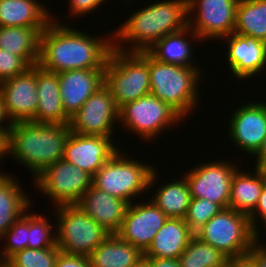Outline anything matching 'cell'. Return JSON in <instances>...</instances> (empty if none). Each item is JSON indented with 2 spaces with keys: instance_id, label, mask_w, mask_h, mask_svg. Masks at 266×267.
<instances>
[{
  "instance_id": "obj_1",
  "label": "cell",
  "mask_w": 266,
  "mask_h": 267,
  "mask_svg": "<svg viewBox=\"0 0 266 267\" xmlns=\"http://www.w3.org/2000/svg\"><path fill=\"white\" fill-rule=\"evenodd\" d=\"M54 17L40 34L37 65L53 73L75 69H104L114 48L113 34L106 38L93 37V34L91 36L74 27L61 25Z\"/></svg>"
},
{
  "instance_id": "obj_2",
  "label": "cell",
  "mask_w": 266,
  "mask_h": 267,
  "mask_svg": "<svg viewBox=\"0 0 266 267\" xmlns=\"http://www.w3.org/2000/svg\"><path fill=\"white\" fill-rule=\"evenodd\" d=\"M128 17L112 32L114 48L123 52L147 51L167 34L188 26L187 0L156 1Z\"/></svg>"
},
{
  "instance_id": "obj_3",
  "label": "cell",
  "mask_w": 266,
  "mask_h": 267,
  "mask_svg": "<svg viewBox=\"0 0 266 267\" xmlns=\"http://www.w3.org/2000/svg\"><path fill=\"white\" fill-rule=\"evenodd\" d=\"M70 132L69 124L12 123L6 138V156L23 164L35 178L47 166L63 159Z\"/></svg>"
},
{
  "instance_id": "obj_4",
  "label": "cell",
  "mask_w": 266,
  "mask_h": 267,
  "mask_svg": "<svg viewBox=\"0 0 266 267\" xmlns=\"http://www.w3.org/2000/svg\"><path fill=\"white\" fill-rule=\"evenodd\" d=\"M201 72L200 68L159 62L149 54L150 94L168 104L184 119L192 114L199 101L197 87Z\"/></svg>"
},
{
  "instance_id": "obj_5",
  "label": "cell",
  "mask_w": 266,
  "mask_h": 267,
  "mask_svg": "<svg viewBox=\"0 0 266 267\" xmlns=\"http://www.w3.org/2000/svg\"><path fill=\"white\" fill-rule=\"evenodd\" d=\"M122 154L121 149H118L92 176V185L131 204L133 198L153 188L159 176L154 167Z\"/></svg>"
},
{
  "instance_id": "obj_6",
  "label": "cell",
  "mask_w": 266,
  "mask_h": 267,
  "mask_svg": "<svg viewBox=\"0 0 266 267\" xmlns=\"http://www.w3.org/2000/svg\"><path fill=\"white\" fill-rule=\"evenodd\" d=\"M104 84L120 109L150 94L149 53L123 52L113 48L104 68Z\"/></svg>"
},
{
  "instance_id": "obj_7",
  "label": "cell",
  "mask_w": 266,
  "mask_h": 267,
  "mask_svg": "<svg viewBox=\"0 0 266 267\" xmlns=\"http://www.w3.org/2000/svg\"><path fill=\"white\" fill-rule=\"evenodd\" d=\"M195 236L211 244L229 259L247 255L255 241L249 216L231 208L222 209Z\"/></svg>"
},
{
  "instance_id": "obj_8",
  "label": "cell",
  "mask_w": 266,
  "mask_h": 267,
  "mask_svg": "<svg viewBox=\"0 0 266 267\" xmlns=\"http://www.w3.org/2000/svg\"><path fill=\"white\" fill-rule=\"evenodd\" d=\"M55 208L56 242L63 253L88 257L110 235L78 205Z\"/></svg>"
},
{
  "instance_id": "obj_9",
  "label": "cell",
  "mask_w": 266,
  "mask_h": 267,
  "mask_svg": "<svg viewBox=\"0 0 266 267\" xmlns=\"http://www.w3.org/2000/svg\"><path fill=\"white\" fill-rule=\"evenodd\" d=\"M183 118L168 104L152 94L126 103L119 109V121L122 128L137 134L143 140L156 139L171 125L180 123Z\"/></svg>"
},
{
  "instance_id": "obj_10",
  "label": "cell",
  "mask_w": 266,
  "mask_h": 267,
  "mask_svg": "<svg viewBox=\"0 0 266 267\" xmlns=\"http://www.w3.org/2000/svg\"><path fill=\"white\" fill-rule=\"evenodd\" d=\"M34 180L39 192L53 200L55 207L77 205L92 185L89 173L64 159L47 166Z\"/></svg>"
},
{
  "instance_id": "obj_11",
  "label": "cell",
  "mask_w": 266,
  "mask_h": 267,
  "mask_svg": "<svg viewBox=\"0 0 266 267\" xmlns=\"http://www.w3.org/2000/svg\"><path fill=\"white\" fill-rule=\"evenodd\" d=\"M238 1L187 0L188 26L201 41L222 40L234 32Z\"/></svg>"
},
{
  "instance_id": "obj_12",
  "label": "cell",
  "mask_w": 266,
  "mask_h": 267,
  "mask_svg": "<svg viewBox=\"0 0 266 267\" xmlns=\"http://www.w3.org/2000/svg\"><path fill=\"white\" fill-rule=\"evenodd\" d=\"M116 120L119 122V108L110 89L103 84L71 116L69 127L80 135L112 137Z\"/></svg>"
},
{
  "instance_id": "obj_13",
  "label": "cell",
  "mask_w": 266,
  "mask_h": 267,
  "mask_svg": "<svg viewBox=\"0 0 266 267\" xmlns=\"http://www.w3.org/2000/svg\"><path fill=\"white\" fill-rule=\"evenodd\" d=\"M184 174L191 193V198L206 199L228 208L233 174L238 164L231 161L213 160L204 162Z\"/></svg>"
},
{
  "instance_id": "obj_14",
  "label": "cell",
  "mask_w": 266,
  "mask_h": 267,
  "mask_svg": "<svg viewBox=\"0 0 266 267\" xmlns=\"http://www.w3.org/2000/svg\"><path fill=\"white\" fill-rule=\"evenodd\" d=\"M4 112L10 123L31 121L37 112L36 66L0 83Z\"/></svg>"
},
{
  "instance_id": "obj_15",
  "label": "cell",
  "mask_w": 266,
  "mask_h": 267,
  "mask_svg": "<svg viewBox=\"0 0 266 267\" xmlns=\"http://www.w3.org/2000/svg\"><path fill=\"white\" fill-rule=\"evenodd\" d=\"M139 202L128 205L116 235L144 253L168 217L151 200Z\"/></svg>"
},
{
  "instance_id": "obj_16",
  "label": "cell",
  "mask_w": 266,
  "mask_h": 267,
  "mask_svg": "<svg viewBox=\"0 0 266 267\" xmlns=\"http://www.w3.org/2000/svg\"><path fill=\"white\" fill-rule=\"evenodd\" d=\"M228 121L229 137L236 147L254 156L266 136V103L248 102L237 107Z\"/></svg>"
},
{
  "instance_id": "obj_17",
  "label": "cell",
  "mask_w": 266,
  "mask_h": 267,
  "mask_svg": "<svg viewBox=\"0 0 266 267\" xmlns=\"http://www.w3.org/2000/svg\"><path fill=\"white\" fill-rule=\"evenodd\" d=\"M111 137L70 132L63 159L93 176L119 149Z\"/></svg>"
},
{
  "instance_id": "obj_18",
  "label": "cell",
  "mask_w": 266,
  "mask_h": 267,
  "mask_svg": "<svg viewBox=\"0 0 266 267\" xmlns=\"http://www.w3.org/2000/svg\"><path fill=\"white\" fill-rule=\"evenodd\" d=\"M227 65L235 78L249 79L266 69V42L235 32L225 36Z\"/></svg>"
},
{
  "instance_id": "obj_19",
  "label": "cell",
  "mask_w": 266,
  "mask_h": 267,
  "mask_svg": "<svg viewBox=\"0 0 266 267\" xmlns=\"http://www.w3.org/2000/svg\"><path fill=\"white\" fill-rule=\"evenodd\" d=\"M63 110L71 118L104 84V69H75L58 73Z\"/></svg>"
},
{
  "instance_id": "obj_20",
  "label": "cell",
  "mask_w": 266,
  "mask_h": 267,
  "mask_svg": "<svg viewBox=\"0 0 266 267\" xmlns=\"http://www.w3.org/2000/svg\"><path fill=\"white\" fill-rule=\"evenodd\" d=\"M77 205L109 234H116L129 203L91 185Z\"/></svg>"
},
{
  "instance_id": "obj_21",
  "label": "cell",
  "mask_w": 266,
  "mask_h": 267,
  "mask_svg": "<svg viewBox=\"0 0 266 267\" xmlns=\"http://www.w3.org/2000/svg\"><path fill=\"white\" fill-rule=\"evenodd\" d=\"M38 106L35 123L69 124L70 118L63 110L58 73L43 70L36 65Z\"/></svg>"
},
{
  "instance_id": "obj_22",
  "label": "cell",
  "mask_w": 266,
  "mask_h": 267,
  "mask_svg": "<svg viewBox=\"0 0 266 267\" xmlns=\"http://www.w3.org/2000/svg\"><path fill=\"white\" fill-rule=\"evenodd\" d=\"M194 236L185 219L168 218L144 252V257L178 259Z\"/></svg>"
},
{
  "instance_id": "obj_23",
  "label": "cell",
  "mask_w": 266,
  "mask_h": 267,
  "mask_svg": "<svg viewBox=\"0 0 266 267\" xmlns=\"http://www.w3.org/2000/svg\"><path fill=\"white\" fill-rule=\"evenodd\" d=\"M88 258L91 267H134L143 261L144 253L116 234H110Z\"/></svg>"
},
{
  "instance_id": "obj_24",
  "label": "cell",
  "mask_w": 266,
  "mask_h": 267,
  "mask_svg": "<svg viewBox=\"0 0 266 267\" xmlns=\"http://www.w3.org/2000/svg\"><path fill=\"white\" fill-rule=\"evenodd\" d=\"M36 0H0V27H47L52 15Z\"/></svg>"
},
{
  "instance_id": "obj_25",
  "label": "cell",
  "mask_w": 266,
  "mask_h": 267,
  "mask_svg": "<svg viewBox=\"0 0 266 267\" xmlns=\"http://www.w3.org/2000/svg\"><path fill=\"white\" fill-rule=\"evenodd\" d=\"M254 172H240L239 168L233 174L228 208L248 216L255 210L259 197L266 185V176L261 168H253Z\"/></svg>"
},
{
  "instance_id": "obj_26",
  "label": "cell",
  "mask_w": 266,
  "mask_h": 267,
  "mask_svg": "<svg viewBox=\"0 0 266 267\" xmlns=\"http://www.w3.org/2000/svg\"><path fill=\"white\" fill-rule=\"evenodd\" d=\"M46 27H0V49L21 57L30 67L39 59L40 34Z\"/></svg>"
},
{
  "instance_id": "obj_27",
  "label": "cell",
  "mask_w": 266,
  "mask_h": 267,
  "mask_svg": "<svg viewBox=\"0 0 266 267\" xmlns=\"http://www.w3.org/2000/svg\"><path fill=\"white\" fill-rule=\"evenodd\" d=\"M14 176L0 173V238L33 204Z\"/></svg>"
},
{
  "instance_id": "obj_28",
  "label": "cell",
  "mask_w": 266,
  "mask_h": 267,
  "mask_svg": "<svg viewBox=\"0 0 266 267\" xmlns=\"http://www.w3.org/2000/svg\"><path fill=\"white\" fill-rule=\"evenodd\" d=\"M190 33L192 34L191 36L193 40L190 39L189 41L187 37ZM194 39L199 40L198 36L189 26H187L179 32L167 34L159 39L147 50V52L157 61L162 63L197 68L193 65L192 61L194 52L191 51V45Z\"/></svg>"
},
{
  "instance_id": "obj_29",
  "label": "cell",
  "mask_w": 266,
  "mask_h": 267,
  "mask_svg": "<svg viewBox=\"0 0 266 267\" xmlns=\"http://www.w3.org/2000/svg\"><path fill=\"white\" fill-rule=\"evenodd\" d=\"M158 188L150 200L168 218L184 219L191 201V193L185 176L183 175L179 180L169 181Z\"/></svg>"
},
{
  "instance_id": "obj_30",
  "label": "cell",
  "mask_w": 266,
  "mask_h": 267,
  "mask_svg": "<svg viewBox=\"0 0 266 267\" xmlns=\"http://www.w3.org/2000/svg\"><path fill=\"white\" fill-rule=\"evenodd\" d=\"M234 32L266 42V0H239Z\"/></svg>"
},
{
  "instance_id": "obj_31",
  "label": "cell",
  "mask_w": 266,
  "mask_h": 267,
  "mask_svg": "<svg viewBox=\"0 0 266 267\" xmlns=\"http://www.w3.org/2000/svg\"><path fill=\"white\" fill-rule=\"evenodd\" d=\"M178 260L181 267H224L229 258L194 236Z\"/></svg>"
},
{
  "instance_id": "obj_32",
  "label": "cell",
  "mask_w": 266,
  "mask_h": 267,
  "mask_svg": "<svg viewBox=\"0 0 266 267\" xmlns=\"http://www.w3.org/2000/svg\"><path fill=\"white\" fill-rule=\"evenodd\" d=\"M52 226L55 225L50 224V219L48 220L42 214H30L29 210L27 248L42 249L55 246L57 244L56 232L52 233L54 229Z\"/></svg>"
},
{
  "instance_id": "obj_33",
  "label": "cell",
  "mask_w": 266,
  "mask_h": 267,
  "mask_svg": "<svg viewBox=\"0 0 266 267\" xmlns=\"http://www.w3.org/2000/svg\"><path fill=\"white\" fill-rule=\"evenodd\" d=\"M59 252L57 244L42 249L25 248L8 261L15 267H55Z\"/></svg>"
},
{
  "instance_id": "obj_34",
  "label": "cell",
  "mask_w": 266,
  "mask_h": 267,
  "mask_svg": "<svg viewBox=\"0 0 266 267\" xmlns=\"http://www.w3.org/2000/svg\"><path fill=\"white\" fill-rule=\"evenodd\" d=\"M28 212L22 214L17 221L1 237L6 244L0 250V259L9 260L14 254L27 248L28 243Z\"/></svg>"
},
{
  "instance_id": "obj_35",
  "label": "cell",
  "mask_w": 266,
  "mask_h": 267,
  "mask_svg": "<svg viewBox=\"0 0 266 267\" xmlns=\"http://www.w3.org/2000/svg\"><path fill=\"white\" fill-rule=\"evenodd\" d=\"M223 208L214 202L201 198H191L185 222L189 228L196 233L212 217L219 213Z\"/></svg>"
},
{
  "instance_id": "obj_36",
  "label": "cell",
  "mask_w": 266,
  "mask_h": 267,
  "mask_svg": "<svg viewBox=\"0 0 266 267\" xmlns=\"http://www.w3.org/2000/svg\"><path fill=\"white\" fill-rule=\"evenodd\" d=\"M29 67L21 57L0 49V83L24 73Z\"/></svg>"
},
{
  "instance_id": "obj_37",
  "label": "cell",
  "mask_w": 266,
  "mask_h": 267,
  "mask_svg": "<svg viewBox=\"0 0 266 267\" xmlns=\"http://www.w3.org/2000/svg\"><path fill=\"white\" fill-rule=\"evenodd\" d=\"M257 217L260 218V222H262L266 218V185L264 186L262 194L259 197L255 210L249 215L250 224L254 229L255 240L261 241L260 239L262 237H260V231L258 230L260 226L259 224H257Z\"/></svg>"
},
{
  "instance_id": "obj_38",
  "label": "cell",
  "mask_w": 266,
  "mask_h": 267,
  "mask_svg": "<svg viewBox=\"0 0 266 267\" xmlns=\"http://www.w3.org/2000/svg\"><path fill=\"white\" fill-rule=\"evenodd\" d=\"M105 1L107 0H69V11L74 15L73 17H81L92 12V10H96Z\"/></svg>"
},
{
  "instance_id": "obj_39",
  "label": "cell",
  "mask_w": 266,
  "mask_h": 267,
  "mask_svg": "<svg viewBox=\"0 0 266 267\" xmlns=\"http://www.w3.org/2000/svg\"><path fill=\"white\" fill-rule=\"evenodd\" d=\"M55 267H91L89 258L59 252Z\"/></svg>"
},
{
  "instance_id": "obj_40",
  "label": "cell",
  "mask_w": 266,
  "mask_h": 267,
  "mask_svg": "<svg viewBox=\"0 0 266 267\" xmlns=\"http://www.w3.org/2000/svg\"><path fill=\"white\" fill-rule=\"evenodd\" d=\"M247 255L255 262L257 267H266V245L255 240Z\"/></svg>"
},
{
  "instance_id": "obj_41",
  "label": "cell",
  "mask_w": 266,
  "mask_h": 267,
  "mask_svg": "<svg viewBox=\"0 0 266 267\" xmlns=\"http://www.w3.org/2000/svg\"><path fill=\"white\" fill-rule=\"evenodd\" d=\"M147 267H181L178 259L144 257Z\"/></svg>"
},
{
  "instance_id": "obj_42",
  "label": "cell",
  "mask_w": 266,
  "mask_h": 267,
  "mask_svg": "<svg viewBox=\"0 0 266 267\" xmlns=\"http://www.w3.org/2000/svg\"><path fill=\"white\" fill-rule=\"evenodd\" d=\"M6 122H7V124H4ZM10 125H11V123H10V121H8V118L4 112L3 101H2V97L0 96V135L5 140L7 138V135H8L9 129H10Z\"/></svg>"
},
{
  "instance_id": "obj_43",
  "label": "cell",
  "mask_w": 266,
  "mask_h": 267,
  "mask_svg": "<svg viewBox=\"0 0 266 267\" xmlns=\"http://www.w3.org/2000/svg\"><path fill=\"white\" fill-rule=\"evenodd\" d=\"M230 267H257L255 262L248 256L230 258Z\"/></svg>"
},
{
  "instance_id": "obj_44",
  "label": "cell",
  "mask_w": 266,
  "mask_h": 267,
  "mask_svg": "<svg viewBox=\"0 0 266 267\" xmlns=\"http://www.w3.org/2000/svg\"><path fill=\"white\" fill-rule=\"evenodd\" d=\"M256 163L255 164L256 167L261 168L263 165L266 164V136L264 138L263 144L261 146V148L259 149V151L253 156V158H255Z\"/></svg>"
},
{
  "instance_id": "obj_45",
  "label": "cell",
  "mask_w": 266,
  "mask_h": 267,
  "mask_svg": "<svg viewBox=\"0 0 266 267\" xmlns=\"http://www.w3.org/2000/svg\"><path fill=\"white\" fill-rule=\"evenodd\" d=\"M6 140L0 135V161H3L6 158ZM0 173L1 172L0 170Z\"/></svg>"
},
{
  "instance_id": "obj_46",
  "label": "cell",
  "mask_w": 266,
  "mask_h": 267,
  "mask_svg": "<svg viewBox=\"0 0 266 267\" xmlns=\"http://www.w3.org/2000/svg\"><path fill=\"white\" fill-rule=\"evenodd\" d=\"M0 267H15L8 260H0Z\"/></svg>"
},
{
  "instance_id": "obj_47",
  "label": "cell",
  "mask_w": 266,
  "mask_h": 267,
  "mask_svg": "<svg viewBox=\"0 0 266 267\" xmlns=\"http://www.w3.org/2000/svg\"><path fill=\"white\" fill-rule=\"evenodd\" d=\"M134 267H147L146 262L143 260L141 261L138 265L134 266Z\"/></svg>"
},
{
  "instance_id": "obj_48",
  "label": "cell",
  "mask_w": 266,
  "mask_h": 267,
  "mask_svg": "<svg viewBox=\"0 0 266 267\" xmlns=\"http://www.w3.org/2000/svg\"><path fill=\"white\" fill-rule=\"evenodd\" d=\"M261 169L263 170V172H264V174H265V176H266V164L263 165V166L261 167Z\"/></svg>"
},
{
  "instance_id": "obj_49",
  "label": "cell",
  "mask_w": 266,
  "mask_h": 267,
  "mask_svg": "<svg viewBox=\"0 0 266 267\" xmlns=\"http://www.w3.org/2000/svg\"><path fill=\"white\" fill-rule=\"evenodd\" d=\"M262 224L264 225V227H265V234H266V218L262 221Z\"/></svg>"
},
{
  "instance_id": "obj_50",
  "label": "cell",
  "mask_w": 266,
  "mask_h": 267,
  "mask_svg": "<svg viewBox=\"0 0 266 267\" xmlns=\"http://www.w3.org/2000/svg\"><path fill=\"white\" fill-rule=\"evenodd\" d=\"M224 267H230V259L228 260V263Z\"/></svg>"
}]
</instances>
